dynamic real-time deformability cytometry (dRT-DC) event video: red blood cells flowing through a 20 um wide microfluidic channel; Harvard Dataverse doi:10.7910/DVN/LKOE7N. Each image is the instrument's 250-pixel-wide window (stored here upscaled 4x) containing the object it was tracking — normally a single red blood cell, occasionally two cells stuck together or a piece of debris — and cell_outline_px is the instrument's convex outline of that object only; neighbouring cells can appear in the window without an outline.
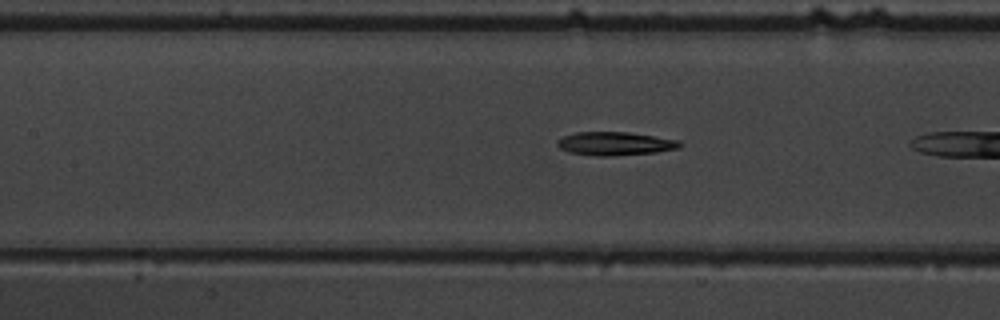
{"species": "common noctule bat (a hibernating species)", "species_latin": "Nyctalus noctula", "temperature_condition": "warm", "stored_images_in_passage": 13, "camera_frame_rate_fps": 3000, "um_per_image_px": 0.085, "animal": {"sex": "male", "body_mass_g": 19.5, "forearm_length_mm": 54.6}, "frame": {"image": 1, "passage_image": 8, "time_ms": 2.333, "image_size_px": [1000, 320], "cell_outline_px": [[684, 144], [680, 148], [656, 152], [612, 156], [596, 156], [568, 152], [560, 148], [556, 144], [556, 140], [564, 136], [576, 132], [628, 132], [680, 140]], "centroid_in_image_um": [52.3, 12.21], "position_along_channel_um": 155.1, "area_um2": 16.88}}